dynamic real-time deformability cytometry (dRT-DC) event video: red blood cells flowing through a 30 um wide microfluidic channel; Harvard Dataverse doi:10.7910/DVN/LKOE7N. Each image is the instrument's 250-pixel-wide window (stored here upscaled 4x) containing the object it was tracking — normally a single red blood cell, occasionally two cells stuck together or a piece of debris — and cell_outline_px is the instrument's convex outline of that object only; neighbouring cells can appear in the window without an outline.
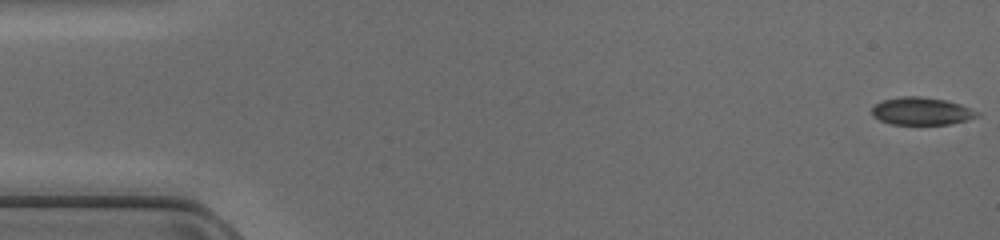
{"species": "common noctule bat (a hibernating species)", "species_latin": "Nyctalus noctula", "temperature_condition": "cold", "stored_images_in_passage": 48, "camera_frame_rate_fps": 3000, "um_per_image_px": 0.085, "animal": {"sex": "female", "body_mass_g": 17.0, "forearm_length_mm": 48.0}, "frame": {"image": 1, "passage_image": 1, "time_ms": 0.0, "image_size_px": [1000, 240], "cell_outline_px": [[980, 116], [968, 120], [948, 124], [892, 124], [880, 120], [872, 116], [872, 108], [880, 100], [900, 96], [920, 96], [948, 100], [960, 104], [980, 112]], "centroid_in_image_um": [78.34, 9.44], "position_along_channel_um": 6.7, "area_um2": 17.11}}
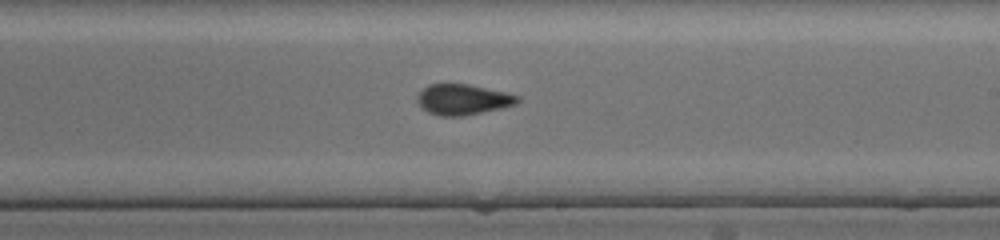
{"frame": {"image": 2, "passage_image": 28, "time_ms": 9.0, "image_size_px": [1000, 240], "cell_outline_px": [[520, 100], [516, 104], [500, 108], [464, 116], [440, 116], [428, 112], [416, 100], [416, 96], [428, 84], [468, 84], [504, 92], [520, 96]], "centroid_in_image_um": [39.34, 8.46], "position_along_channel_um": 249.7, "area_um2": 17.69}}
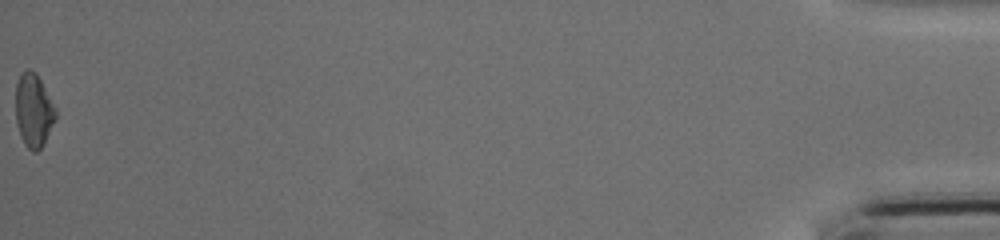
{"frame": {"image": 3, "passage_image": 48, "time_ms": 15.667, "image_size_px": [1000, 240], "cell_outline_px": [[56, 120], [40, 148], [36, 152], [32, 152], [24, 144], [20, 136], [16, 124], [16, 84], [20, 72], [24, 68], [28, 68], [36, 72], [56, 108]], "centroid_in_image_um": [2.84, 9.35], "position_along_channel_um": 432.4, "area_um2": 17.28}}